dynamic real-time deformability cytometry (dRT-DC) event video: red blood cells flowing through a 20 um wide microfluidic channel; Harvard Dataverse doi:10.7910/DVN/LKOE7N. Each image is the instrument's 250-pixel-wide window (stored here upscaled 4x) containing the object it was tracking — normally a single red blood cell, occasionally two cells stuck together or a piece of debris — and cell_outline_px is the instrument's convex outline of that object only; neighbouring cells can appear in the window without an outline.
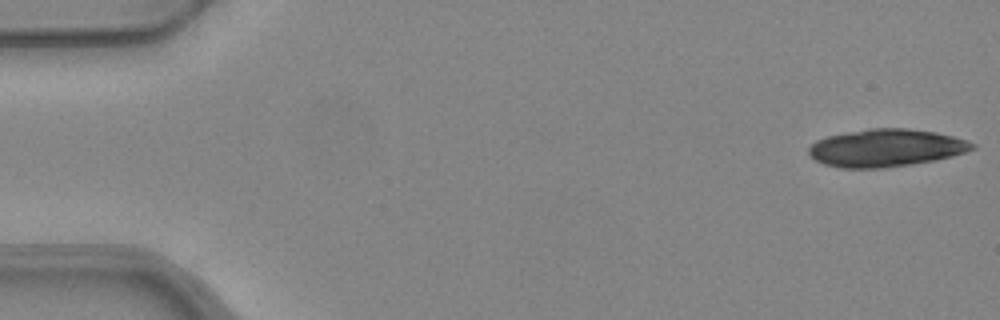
{"species": "common noctule bat (a hibernating species)", "species_latin": "Nyctalus noctula", "temperature_condition": "warm", "stored_images_in_passage": 21, "camera_frame_rate_fps": 3000, "um_per_image_px": 0.085, "animal": {"sex": "female", "body_mass_g": 24.6, "forearm_length_mm": 56.2}, "frame": {"image": 1, "passage_image": 1, "time_ms": 0.0, "image_size_px": [1000, 320], "cell_outline_px": [[976, 148], [952, 156], [936, 160], [912, 164], [884, 168], [840, 168], [824, 164], [808, 156], [808, 148], [816, 140], [828, 136], [868, 128], [908, 128], [936, 132], [968, 140], [976, 144]], "centroid_in_image_um": [75.31, 12.57], "position_along_channel_um": 9.7, "area_um2": 36.01}}